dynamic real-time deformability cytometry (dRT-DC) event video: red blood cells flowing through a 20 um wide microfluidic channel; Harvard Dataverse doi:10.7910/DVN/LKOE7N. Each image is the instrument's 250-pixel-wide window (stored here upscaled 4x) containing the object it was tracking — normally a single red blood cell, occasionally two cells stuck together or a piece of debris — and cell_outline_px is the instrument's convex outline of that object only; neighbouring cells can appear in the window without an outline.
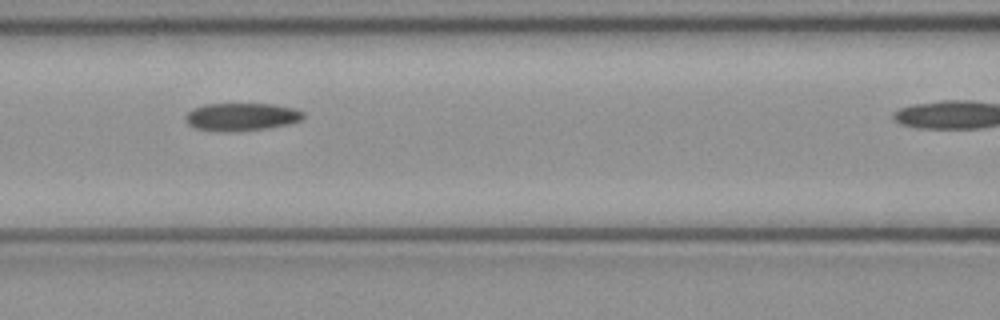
{"species": "common noctule bat (a hibernating species)", "species_latin": "Nyctalus noctula", "temperature_condition": "cold", "stored_images_in_passage": 5, "camera_frame_rate_fps": 3000, "um_per_image_px": 0.085, "animal": {"sex": "female", "body_mass_g": 21.9}, "frame": {"image": 1, "passage_image": 4, "time_ms": 1.0, "image_size_px": [1000, 320], "cell_outline_px": [[304, 120], [288, 124], [268, 128], [196, 128], [188, 124], [184, 120], [184, 116], [192, 108], [204, 104], [272, 104], [296, 108], [304, 112]], "centroid_in_image_um": [20.59, 9.86], "position_along_channel_um": 146.0, "area_um2": 18.21}}